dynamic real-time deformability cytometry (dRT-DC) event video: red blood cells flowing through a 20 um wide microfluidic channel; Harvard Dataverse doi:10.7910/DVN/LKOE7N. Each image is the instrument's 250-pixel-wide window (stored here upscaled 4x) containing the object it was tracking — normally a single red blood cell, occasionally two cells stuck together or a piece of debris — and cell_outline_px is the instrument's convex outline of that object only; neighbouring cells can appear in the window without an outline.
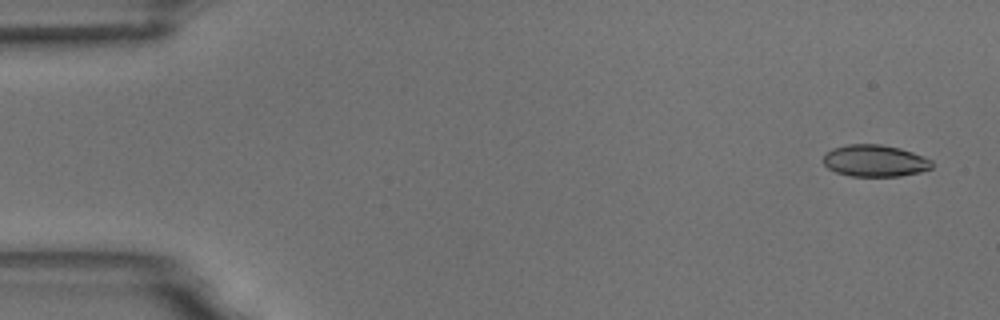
{"species": "common noctule bat (a hibernating species)", "species_latin": "Nyctalus noctula", "temperature_condition": "room temperature", "stored_images_in_passage": 5, "camera_frame_rate_fps": 3000, "um_per_image_px": 0.085, "animal": {"sex": "male", "body_mass_g": 18.8}, "frame": {"image": 1, "passage_image": 1, "time_ms": 0.0, "image_size_px": [1000, 320], "cell_outline_px": [[932, 168], [920, 172], [900, 176], [852, 176], [836, 172], [828, 168], [824, 164], [824, 156], [832, 148], [848, 144], [880, 144], [900, 148], [912, 152], [932, 160]], "centroid_in_image_um": [74.37, 13.66], "position_along_channel_um": 10.6, "area_um2": 20.06}}